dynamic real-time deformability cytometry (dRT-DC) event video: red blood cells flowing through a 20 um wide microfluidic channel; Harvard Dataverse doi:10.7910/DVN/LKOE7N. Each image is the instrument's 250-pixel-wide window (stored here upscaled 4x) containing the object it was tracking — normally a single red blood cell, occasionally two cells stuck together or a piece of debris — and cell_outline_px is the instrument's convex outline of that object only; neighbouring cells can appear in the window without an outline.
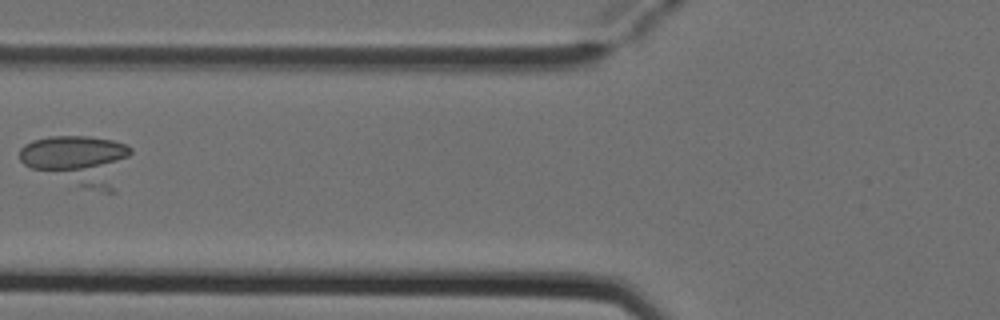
{"species": "Egyptian fruit bat (a non-hibernating species)", "species_latin": "Rousettus aegyptiacus", "temperature_condition": "cold", "stored_images_in_passage": 2, "camera_frame_rate_fps": 3000, "um_per_image_px": 0.085, "animal": {"sex": "female"}, "frame": {"image": 1, "passage_image": 2, "time_ms": 0.333, "image_size_px": [1000, 320], "cell_outline_px": [[132, 152], [116, 192], [104, 192], [88, 188], [32, 168], [24, 164], [20, 160], [20, 148], [24, 144], [32, 140], [52, 136], [88, 136], [112, 140], [124, 144], [132, 148]], "centroid_in_image_um": [6.74, 13.6], "position_along_channel_um": 119.1, "area_um2": 32.37}}